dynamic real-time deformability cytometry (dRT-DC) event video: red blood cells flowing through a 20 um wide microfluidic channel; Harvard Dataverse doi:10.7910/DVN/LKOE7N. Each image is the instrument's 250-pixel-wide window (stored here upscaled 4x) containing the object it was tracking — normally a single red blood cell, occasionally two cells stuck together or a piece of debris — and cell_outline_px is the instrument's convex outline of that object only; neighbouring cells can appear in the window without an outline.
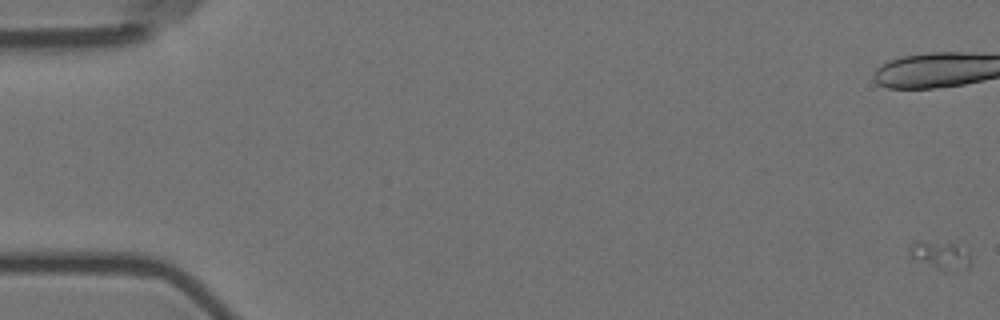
{"species": "Egyptian fruit bat (a non-hibernating species)", "species_latin": "Rousettus aegyptiacus", "temperature_condition": "room temperature", "stored_images_in_passage": 6, "camera_frame_rate_fps": 3000, "um_per_image_px": 0.085, "animal": {"sex": "female"}, "frame": {"image": 1, "passage_image": 1, "time_ms": 0.0, "image_size_px": [1000, 320], "cell_outline_px": [[972, 264], [968, 268], [952, 272], [940, 272], [908, 256], [908, 248], [916, 240], [920, 240], [956, 244], [968, 248], [972, 256]], "centroid_in_image_um": [79.99, 21.72], "position_along_channel_um": 5.0, "area_um2": 10.92}}